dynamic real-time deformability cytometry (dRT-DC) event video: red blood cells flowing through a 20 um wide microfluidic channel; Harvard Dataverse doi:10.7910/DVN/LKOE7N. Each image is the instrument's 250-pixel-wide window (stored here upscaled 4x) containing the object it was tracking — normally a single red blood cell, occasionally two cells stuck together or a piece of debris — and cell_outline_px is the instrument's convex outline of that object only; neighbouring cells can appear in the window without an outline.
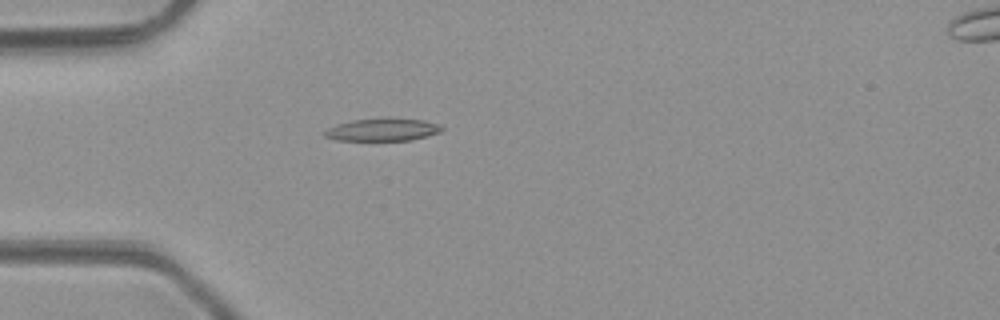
{"species": "common noctule bat (a hibernating species)", "species_latin": "Nyctalus noctula", "temperature_condition": "room temperature", "stored_images_in_passage": 2, "camera_frame_rate_fps": 3000, "um_per_image_px": 0.085, "animal": {"sex": "male", "body_mass_g": 23.1, "forearm_length_mm": 52.7}, "frame": {"image": 1, "passage_image": 2, "time_ms": 1.333, "image_size_px": [1000, 320], "cell_outline_px": [[444, 128], [440, 132], [428, 136], [412, 140], [336, 140], [324, 136], [324, 132], [328, 128], [336, 124], [352, 120], [384, 116], [392, 116], [424, 120], [440, 124]], "centroid_in_image_um": [32.56, 10.98], "position_along_channel_um": 52.4, "area_um2": 16.01}}